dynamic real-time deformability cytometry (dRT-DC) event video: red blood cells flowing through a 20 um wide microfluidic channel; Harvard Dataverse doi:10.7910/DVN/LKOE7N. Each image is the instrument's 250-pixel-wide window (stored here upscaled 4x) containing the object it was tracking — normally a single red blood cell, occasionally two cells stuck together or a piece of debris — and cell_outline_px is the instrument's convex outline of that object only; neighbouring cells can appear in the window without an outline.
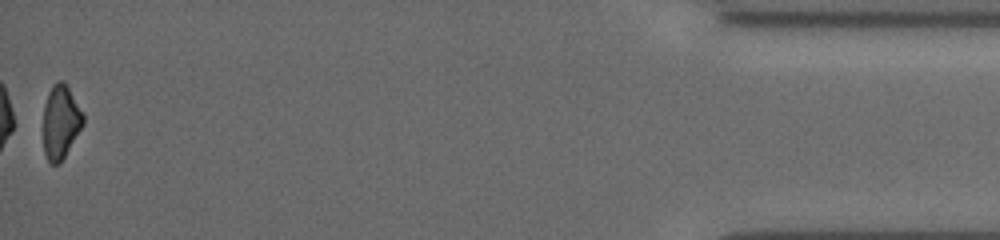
{"species": "common noctule bat (a hibernating species)", "species_latin": "Nyctalus noctula", "temperature_condition": "cold", "stored_images_in_passage": 56, "segment_of_instrument_passage": [2, 2], "camera_frame_rate_fps": 3000, "um_per_image_px": 0.085, "animal": {"sex": "female", "body_mass_g": 19.5, "forearm_length_mm": 54.1}, "frame": {"image": 1, "passage_image": 56, "time_ms": 18.333, "image_size_px": [1000, 240], "cell_outline_px": [[84, 124], [60, 164], [52, 164], [48, 160], [44, 152], [44, 104], [48, 92], [52, 84], [56, 80], [60, 80], [68, 88], [84, 116]], "centroid_in_image_um": [5.15, 10.38], "position_along_channel_um": 430.1, "area_um2": 16.94}}